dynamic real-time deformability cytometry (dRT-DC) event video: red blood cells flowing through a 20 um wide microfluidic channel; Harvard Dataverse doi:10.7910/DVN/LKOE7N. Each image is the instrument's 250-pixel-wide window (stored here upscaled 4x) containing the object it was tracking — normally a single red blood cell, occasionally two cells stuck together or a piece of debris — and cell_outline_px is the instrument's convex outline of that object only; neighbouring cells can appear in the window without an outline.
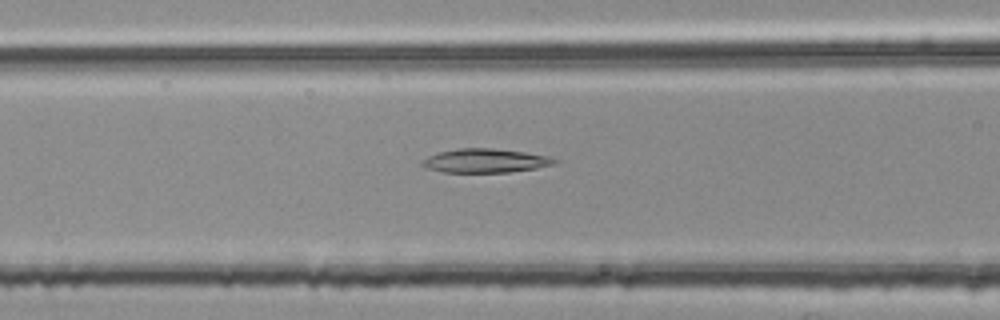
{"species": "common noctule bat (a hibernating species)", "species_latin": "Nyctalus noctula", "temperature_condition": "room temperature", "stored_images_in_passage": 34, "camera_frame_rate_fps": 3000, "um_per_image_px": 0.085, "animal": {"sex": "female", "body_mass_g": 25.1}, "frame": {"image": 1, "passage_image": 11, "time_ms": 3.333, "image_size_px": [1000, 320], "cell_outline_px": [[560, 160], [556, 164], [536, 168], [508, 172], [444, 172], [424, 168], [420, 164], [428, 156], [440, 152], [460, 148], [492, 148], [524, 152], [548, 156]], "centroid_in_image_um": [41.27, 13.66], "position_along_channel_um": 125.3, "area_um2": 18.38}}
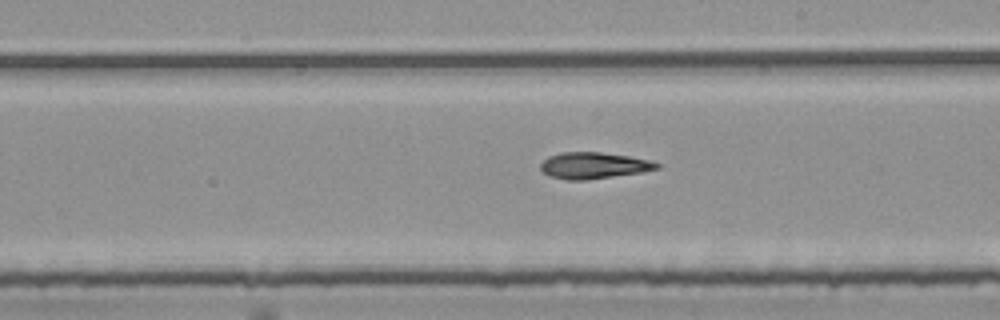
{"frame": {"image": 2, "passage_image": 20, "time_ms": 6.333, "image_size_px": [1000, 320], "cell_outline_px": [[660, 168], [640, 172], [584, 180], [568, 180], [552, 176], [544, 172], [540, 168], [540, 164], [548, 156], [560, 152], [600, 152], [628, 156], [652, 160], [660, 164]], "centroid_in_image_um": [50.46, 14.05], "position_along_channel_um": 238.5, "area_um2": 17.69}}
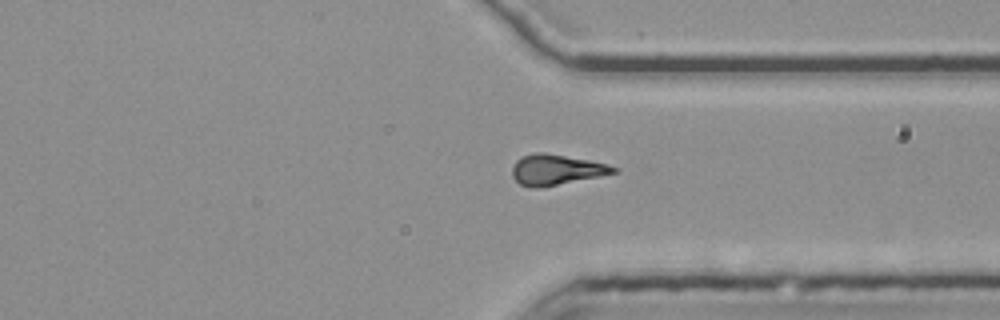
{"frame": {"image": 3, "passage_image": 30, "time_ms": 9.667, "image_size_px": [1000, 320], "cell_outline_px": [[620, 172], [536, 188], [532, 188], [520, 184], [512, 176], [512, 168], [516, 160], [532, 152], [544, 152], [588, 160], [608, 164], [620, 168]], "centroid_in_image_um": [47.29, 14.41], "position_along_channel_um": 364.1, "area_um2": 17.86}}